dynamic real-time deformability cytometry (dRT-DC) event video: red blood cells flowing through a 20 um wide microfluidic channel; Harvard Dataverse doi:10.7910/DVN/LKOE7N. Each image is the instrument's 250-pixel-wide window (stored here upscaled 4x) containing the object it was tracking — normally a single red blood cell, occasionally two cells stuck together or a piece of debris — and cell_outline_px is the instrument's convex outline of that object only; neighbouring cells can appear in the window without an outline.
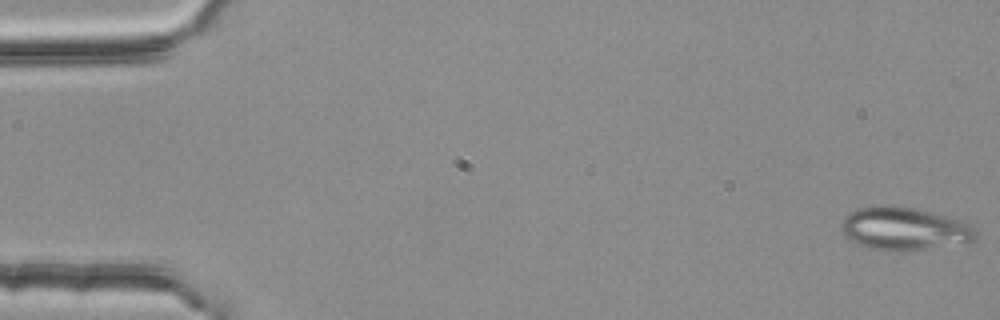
{"species": "common noctule bat (a hibernating species)", "species_latin": "Nyctalus noctula", "temperature_condition": "room temperature", "stored_images_in_passage": 37, "segment_of_instrument_passage": [1, 2], "camera_frame_rate_fps": 3000, "um_per_image_px": 0.085, "animal": {"sex": "female", "body_mass_g": 25.1}, "frame": {"image": 1, "passage_image": 1, "time_ms": 0.0, "image_size_px": [1000, 320], "cell_outline_px": [[976, 240], [968, 244], [920, 248], [868, 248], [852, 240], [840, 228], [840, 224], [848, 212], [856, 208], [880, 204], [912, 208], [944, 216], [968, 224], [976, 232]], "centroid_in_image_um": [76.84, 19.4], "position_along_channel_um": 8.2, "area_um2": 32.54}}